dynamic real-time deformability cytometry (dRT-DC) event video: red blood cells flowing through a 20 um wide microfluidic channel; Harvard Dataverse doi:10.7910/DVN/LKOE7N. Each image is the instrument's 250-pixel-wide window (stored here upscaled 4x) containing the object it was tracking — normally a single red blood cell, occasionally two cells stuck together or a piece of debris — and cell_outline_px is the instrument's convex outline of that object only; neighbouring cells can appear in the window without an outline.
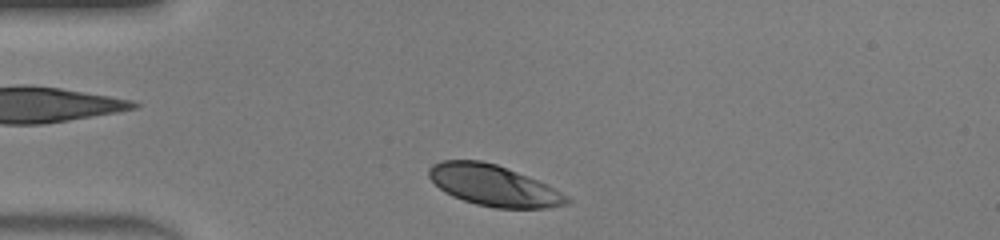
{"species": "human", "species_latin": "Homo sapiens", "temperature_condition": "warm", "stored_images_in_passage": 31, "camera_frame_rate_fps": 3000, "um_per_image_px": 0.085, "donor": {"sex": "male"}, "frame": {"image": 1, "passage_image": 1, "time_ms": 0.0, "image_size_px": [1000, 240], "cell_outline_px": [[572, 200], [568, 204], [548, 208], [496, 208], [476, 204], [452, 196], [444, 192], [428, 176], [428, 168], [432, 164], [440, 160], [480, 160], [496, 164], [528, 176], [548, 184], [568, 196]], "centroid_in_image_um": [41.97, 15.76], "position_along_channel_um": 43.0, "area_um2": 33.06}}
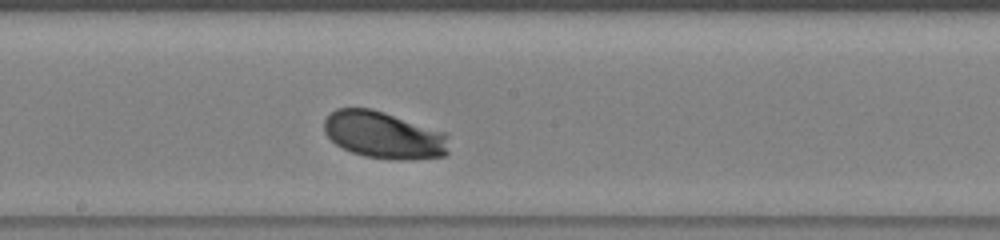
{"frame": {"image": 2, "passage_image": 15, "time_ms": 4.667, "image_size_px": [1000, 240], "cell_outline_px": [[448, 152], [444, 156], [396, 160], [364, 156], [352, 152], [336, 144], [324, 132], [324, 120], [336, 108], [372, 108], [444, 132], [448, 136]], "centroid_in_image_um": [32.61, 11.47], "position_along_channel_um": 215.6, "area_um2": 33.93}}
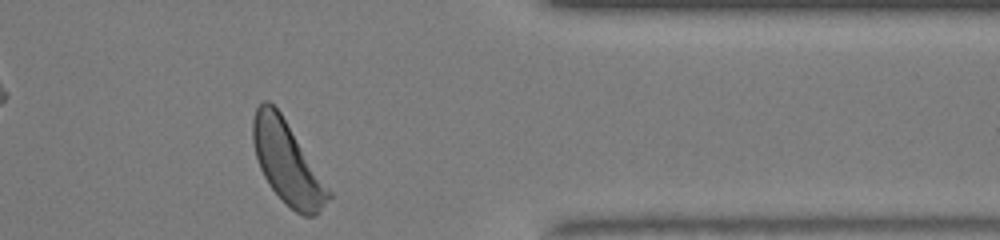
{"frame": {"image": 3, "passage_image": 28, "time_ms": 9.0, "image_size_px": [1000, 240], "cell_outline_px": [[332, 196], [316, 216], [304, 216], [296, 212], [268, 184], [260, 168], [256, 156], [252, 140], [252, 120], [256, 108], [264, 100], [268, 100], [280, 112], [332, 192]], "centroid_in_image_um": [24.41, 13.83], "position_along_channel_um": 387.0, "area_um2": 35.6}, "authors_computed_cell_mechanics": {"area_um2": 33.813, "velocity_mm_per_s": 4.312, "shape_relaxation_time_tau1_ms": 1.0557, "shape_relaxation_time_tau2_ms": 2.1881, "deformation_change_tau1": 0.1166, "deformation_change_tau2": 0.0796}}